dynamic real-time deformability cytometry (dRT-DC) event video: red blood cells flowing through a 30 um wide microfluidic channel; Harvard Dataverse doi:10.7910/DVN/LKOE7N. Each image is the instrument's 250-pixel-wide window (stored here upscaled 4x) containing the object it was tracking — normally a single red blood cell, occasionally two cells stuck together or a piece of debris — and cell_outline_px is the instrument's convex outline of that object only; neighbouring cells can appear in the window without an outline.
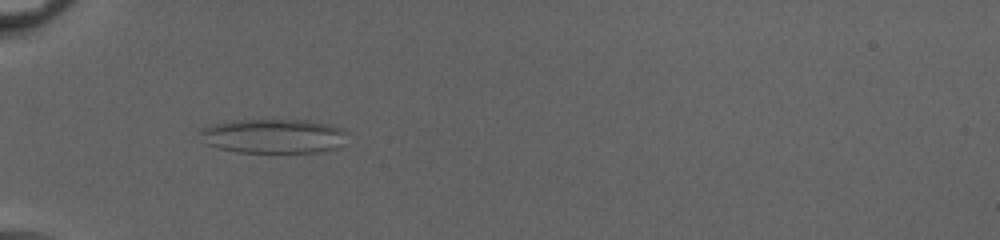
{"species": "common noctule bat (a hibernating species)", "species_latin": "Nyctalus noctula", "temperature_condition": "cold", "stored_images_in_passage": 42, "camera_frame_rate_fps": 3000, "um_per_image_px": 0.085, "animal": {"sex": "female", "body_mass_g": 20.0, "forearm_length_mm": 54.0}, "frame": {"image": 1, "passage_image": 9, "time_ms": 2.667, "image_size_px": [1000, 240], "cell_outline_px": [[348, 132], [340, 144], [336, 148], [316, 152], [240, 152], [220, 148], [208, 144], [200, 132], [200, 128], [208, 124], [228, 120], [308, 120], [328, 124], [344, 128]], "centroid_in_image_um": [23.24, 11.54], "position_along_channel_um": 61.8, "area_um2": 29.42}}
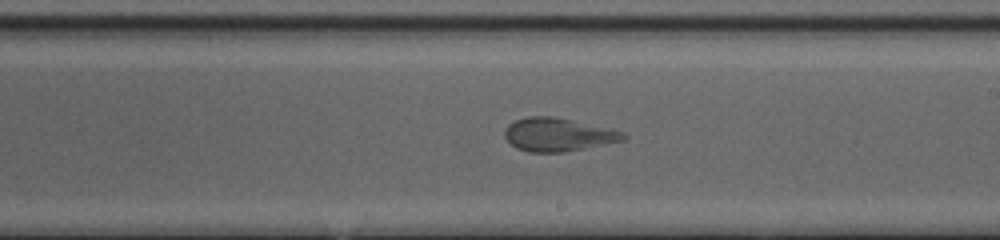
{"frame": {"image": 2, "passage_image": 23, "time_ms": 7.333, "image_size_px": [1000, 240], "cell_outline_px": [[628, 136], [624, 140], [564, 152], [528, 152], [516, 148], [504, 136], [504, 128], [508, 124], [516, 120], [528, 116], [552, 116], [572, 120], [608, 128], [624, 132]], "centroid_in_image_um": [47.4, 11.44], "position_along_channel_um": 241.6, "area_um2": 22.89}}
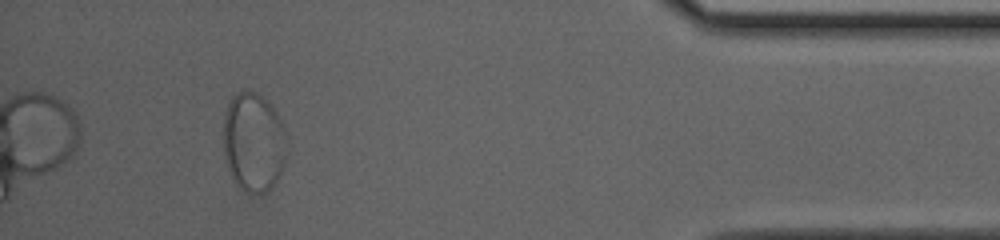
{"frame": {"image": 3, "passage_image": 39, "time_ms": 12.667, "image_size_px": [1000, 240], "cell_outline_px": [[288, 152], [280, 176], [272, 188], [264, 192], [248, 196], [232, 180], [224, 160], [224, 112], [232, 96], [236, 92], [244, 88], [260, 96], [276, 112], [288, 132]], "centroid_in_image_um": [21.57, 12.14], "position_along_channel_um": 413.6, "area_um2": 37.8}}